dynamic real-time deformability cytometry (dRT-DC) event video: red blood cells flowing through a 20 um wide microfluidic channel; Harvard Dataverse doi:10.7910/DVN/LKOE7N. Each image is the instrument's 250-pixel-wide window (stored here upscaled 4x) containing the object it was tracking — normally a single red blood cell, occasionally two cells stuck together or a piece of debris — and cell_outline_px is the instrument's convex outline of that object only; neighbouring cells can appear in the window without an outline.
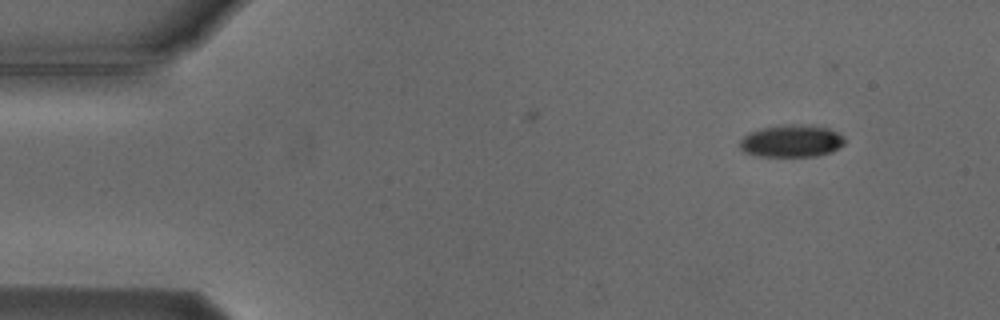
{"species": "Egyptian fruit bat (a non-hibernating species)", "species_latin": "Rousettus aegyptiacus", "temperature_condition": "cold", "stored_images_in_passage": 3, "camera_frame_rate_fps": 3000, "um_per_image_px": 0.085, "animal": {"sex": "male"}, "frame": {"image": 1, "passage_image": 1, "time_ms": 0.0, "image_size_px": [1000, 320], "cell_outline_px": [[844, 144], [832, 152], [816, 156], [756, 156], [744, 152], [740, 148], [740, 140], [748, 132], [760, 128], [792, 124], [828, 128], [844, 136]], "centroid_in_image_um": [67.25, 12.0], "position_along_channel_um": 17.7, "area_um2": 19.65}}